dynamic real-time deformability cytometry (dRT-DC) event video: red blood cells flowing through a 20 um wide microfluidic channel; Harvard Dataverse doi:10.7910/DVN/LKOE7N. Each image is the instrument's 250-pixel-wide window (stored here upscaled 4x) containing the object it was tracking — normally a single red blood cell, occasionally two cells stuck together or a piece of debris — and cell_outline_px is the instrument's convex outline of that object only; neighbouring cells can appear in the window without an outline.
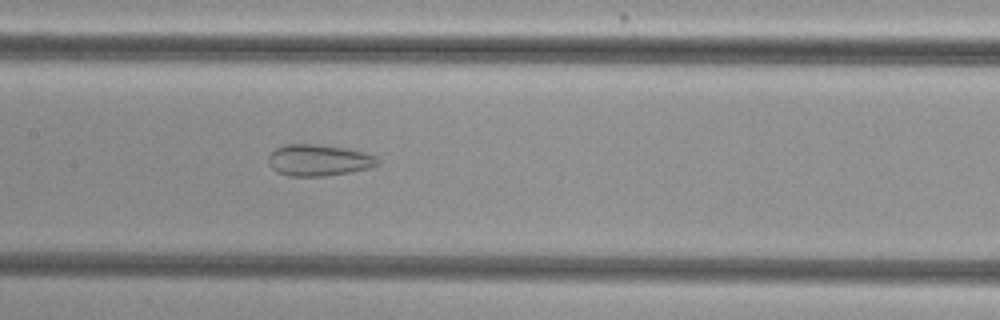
{"species": "common noctule bat (a hibernating species)", "species_latin": "Nyctalus noctula", "temperature_condition": "cold", "stored_images_in_passage": 48, "camera_frame_rate_fps": 3000, "um_per_image_px": 0.085, "animal": {"sex": "female", "body_mass_g": 29.2, "forearm_length_mm": 56.3}, "frame": {"image": 1, "passage_image": 21, "time_ms": 6.667, "image_size_px": [1000, 320], "cell_outline_px": [[380, 164], [368, 168], [352, 172], [324, 176], [288, 176], [276, 172], [268, 164], [268, 156], [276, 148], [288, 144], [316, 144], [344, 148], [364, 152], [376, 156], [380, 160]], "centroid_in_image_um": [27.09, 13.62], "position_along_channel_um": 180.3, "area_um2": 20.11}}
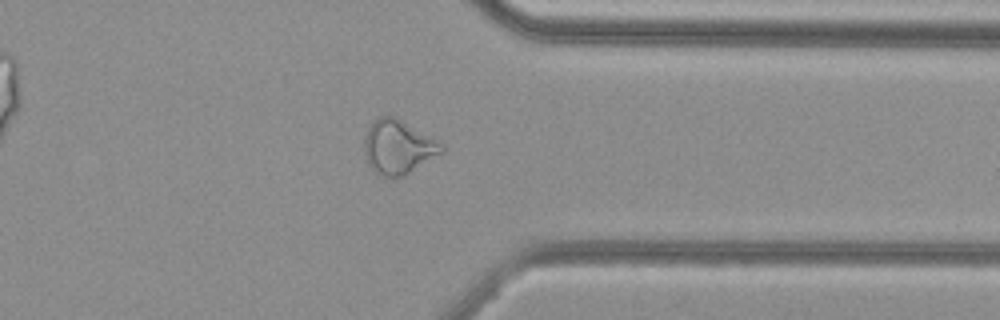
{"frame": {"image": 2, "passage_image": 37, "time_ms": 12.0, "image_size_px": [1000, 320], "cell_outline_px": [[444, 152], [408, 172], [392, 180], [380, 176], [372, 172], [368, 164], [364, 152], [364, 136], [368, 124], [372, 120], [380, 116], [392, 116], [444, 144]], "centroid_in_image_um": [33.77, 12.52], "position_along_channel_um": 377.6, "area_um2": 24.39}}
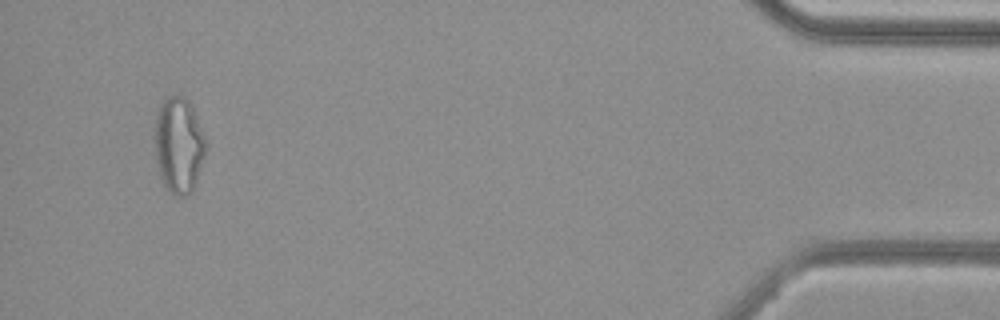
{"frame": {"image": 3, "passage_image": 46, "time_ms": 15.0, "image_size_px": [1000, 320], "cell_outline_px": [[208, 144], [192, 192], [184, 196], [176, 196], [164, 184], [160, 176], [156, 160], [152, 132], [160, 108], [164, 100], [168, 96], [184, 96], [188, 100], [208, 140]], "centroid_in_image_um": [15.19, 12.32], "position_along_channel_um": 420.0, "area_um2": 28.67}, "authors_computed_cell_mechanics": {"area_um2": 25.5187, "velocity_mm_per_s": 3.7708, "shape_relaxation_time_tau1_ms": null, "shape_relaxation_time_tau2_ms": 2.395, "deformation_change_tau1": null, "deformation_change_tau2": 0.102}}